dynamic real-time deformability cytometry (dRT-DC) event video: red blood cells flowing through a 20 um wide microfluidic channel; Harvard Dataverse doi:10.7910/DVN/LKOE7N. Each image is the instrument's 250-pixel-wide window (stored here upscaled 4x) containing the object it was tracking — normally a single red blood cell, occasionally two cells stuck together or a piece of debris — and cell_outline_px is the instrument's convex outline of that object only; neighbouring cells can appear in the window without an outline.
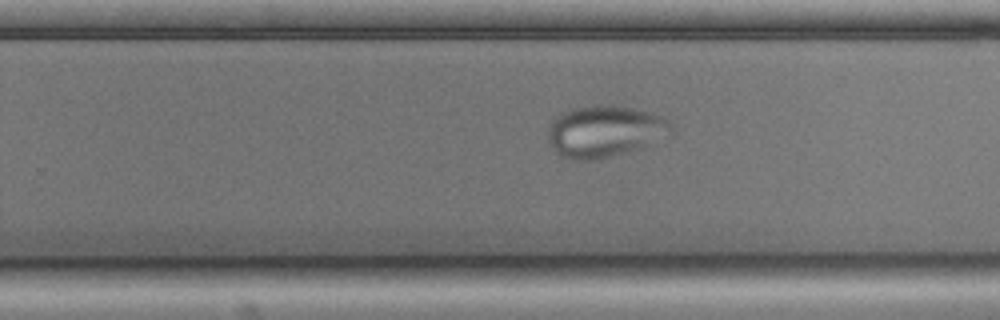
{"species": "common noctule bat (a hibernating species)", "species_latin": "Nyctalus noctula", "temperature_condition": "cold", "stored_images_in_passage": 56, "camera_frame_rate_fps": 3000, "um_per_image_px": 0.085, "animal": {"sex": "male", "body_mass_g": 17.9, "forearm_length_mm": 54.2}, "frame": {"image": 1, "passage_image": 34, "time_ms": 11.0, "image_size_px": [1000, 320], "cell_outline_px": [[672, 132], [640, 148], [596, 160], [572, 160], [560, 156], [548, 144], [548, 128], [564, 112], [572, 108], [592, 104], [604, 104], [652, 112], [664, 116], [672, 124]], "centroid_in_image_um": [51.39, 11.16], "position_along_channel_um": 278.4, "area_um2": 36.93}}